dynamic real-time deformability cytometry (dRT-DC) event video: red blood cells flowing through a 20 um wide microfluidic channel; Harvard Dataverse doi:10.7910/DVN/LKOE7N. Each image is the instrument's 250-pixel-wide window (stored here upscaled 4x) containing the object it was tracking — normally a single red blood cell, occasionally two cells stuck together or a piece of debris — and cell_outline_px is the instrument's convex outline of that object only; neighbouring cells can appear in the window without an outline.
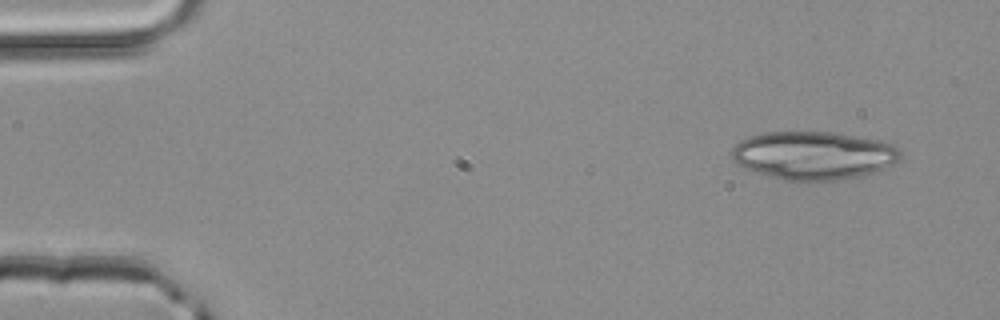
{"species": "common noctule bat (a hibernating species)", "species_latin": "Nyctalus noctula", "temperature_condition": "room temperature", "stored_images_in_passage": 3, "camera_frame_rate_fps": 3000, "um_per_image_px": 0.085, "animal": {"sex": "male", "body_mass_g": 20.4}, "frame": {"image": 1, "passage_image": 1, "time_ms": 0.0, "image_size_px": [1000, 320], "cell_outline_px": [[900, 160], [884, 168], [872, 172], [856, 176], [836, 180], [788, 180], [768, 176], [744, 168], [736, 164], [732, 160], [732, 148], [740, 140], [748, 136], [764, 132], [832, 132], [880, 140], [896, 144], [900, 152]], "centroid_in_image_um": [69.13, 13.19], "position_along_channel_um": 15.9, "area_um2": 47.28}}